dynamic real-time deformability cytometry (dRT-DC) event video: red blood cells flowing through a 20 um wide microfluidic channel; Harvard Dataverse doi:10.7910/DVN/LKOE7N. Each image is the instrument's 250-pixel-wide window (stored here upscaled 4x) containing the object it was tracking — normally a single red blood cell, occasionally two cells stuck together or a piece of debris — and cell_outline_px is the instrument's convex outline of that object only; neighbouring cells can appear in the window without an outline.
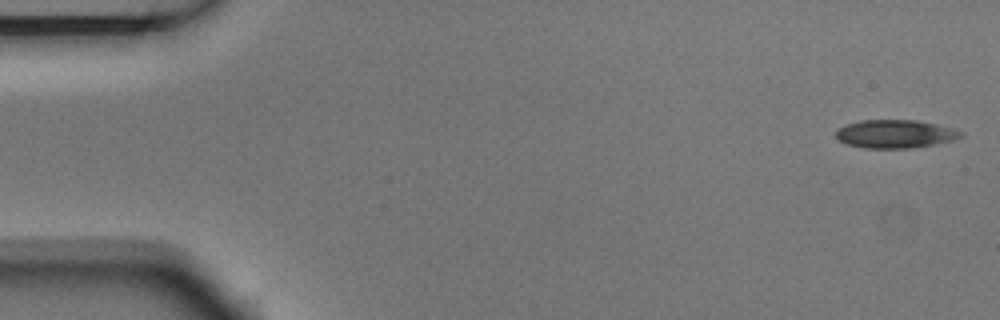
{"species": "Egyptian fruit bat (a non-hibernating species)", "species_latin": "Rousettus aegyptiacus", "temperature_condition": "room temperature", "stored_images_in_passage": 4, "camera_frame_rate_fps": 3000, "um_per_image_px": 0.085, "animal": {"sex": "male"}, "frame": {"image": 1, "passage_image": 1, "time_ms": 0.0, "image_size_px": [1000, 320], "cell_outline_px": [[964, 132], [960, 136], [952, 140], [936, 144], [912, 148], [864, 148], [848, 144], [840, 140], [836, 136], [836, 128], [844, 124], [860, 120], [916, 120], [952, 128]], "centroid_in_image_um": [76.05, 11.38], "position_along_channel_um": 9.0, "area_um2": 20.52}}
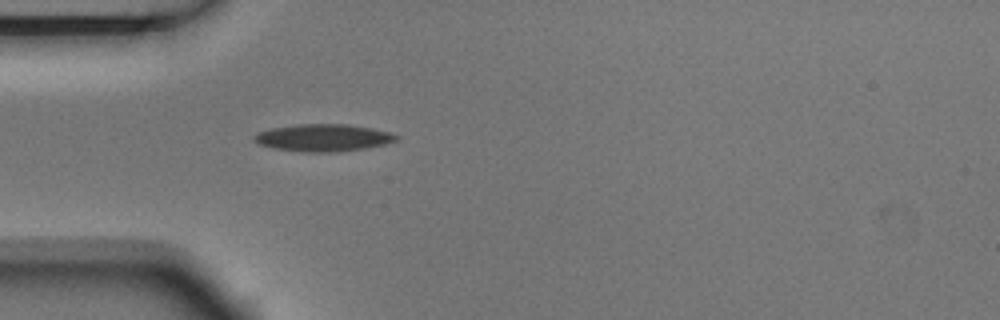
{"frame": {"image": 2, "passage_image": 4, "time_ms": 1.0, "image_size_px": [1000, 320], "cell_outline_px": [[400, 140], [384, 144], [364, 148], [332, 152], [308, 152], [276, 148], [260, 144], [252, 140], [252, 136], [256, 132], [272, 128], [300, 124], [348, 124], [372, 128], [388, 132], [400, 136]], "centroid_in_image_um": [27.48, 11.69], "position_along_channel_um": 57.5, "area_um2": 22.43}}